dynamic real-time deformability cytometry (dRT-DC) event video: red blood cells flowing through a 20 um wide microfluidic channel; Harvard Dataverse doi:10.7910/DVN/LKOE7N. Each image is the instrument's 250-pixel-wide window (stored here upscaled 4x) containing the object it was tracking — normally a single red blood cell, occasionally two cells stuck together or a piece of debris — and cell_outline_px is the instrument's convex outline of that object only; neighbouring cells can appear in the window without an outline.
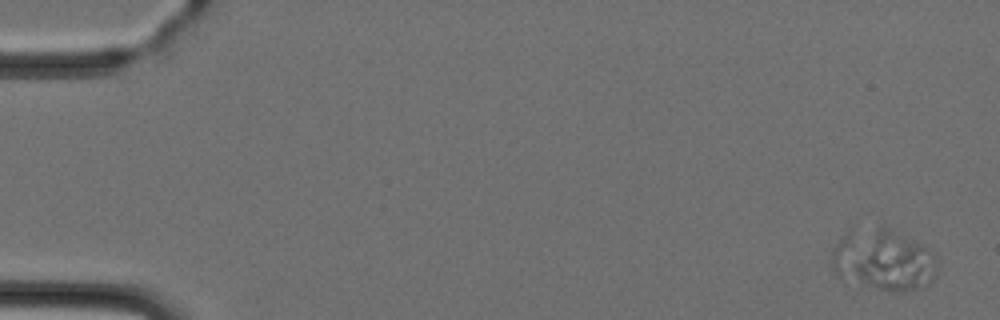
{"species": "Egyptian fruit bat (a non-hibernating species)", "species_latin": "Rousettus aegyptiacus", "temperature_condition": "cold", "stored_images_in_passage": 6, "camera_frame_rate_fps": 3000, "um_per_image_px": 0.085, "animal": {"sex": "female"}, "frame": {"image": 1, "passage_image": 1, "time_ms": 0.0, "image_size_px": [1000, 320], "cell_outline_px": [[940, 264], [936, 276], [924, 288], [900, 292], [896, 292], [880, 288], [836, 276], [832, 260], [832, 248], [840, 236], [848, 228], [880, 224], [884, 224], [924, 248], [936, 256]], "centroid_in_image_um": [75.07, 22.03], "position_along_channel_um": 9.9, "area_um2": 38.21}}
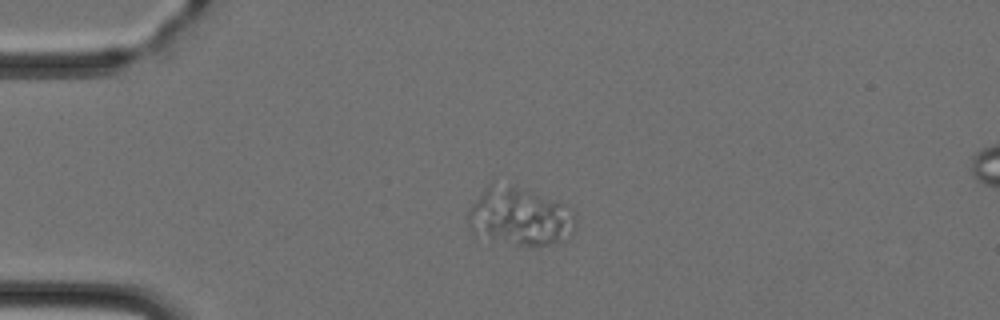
{"frame": {"image": 2, "passage_image": 4, "time_ms": 3.333, "image_size_px": [1000, 320], "cell_outline_px": [[576, 228], [568, 240], [548, 244], [512, 244], [472, 236], [468, 228], [468, 212], [472, 204], [484, 188], [516, 188], [528, 192], [560, 204], [576, 216]], "centroid_in_image_um": [44.14, 18.52], "position_along_channel_um": 40.9, "area_um2": 35.03}}
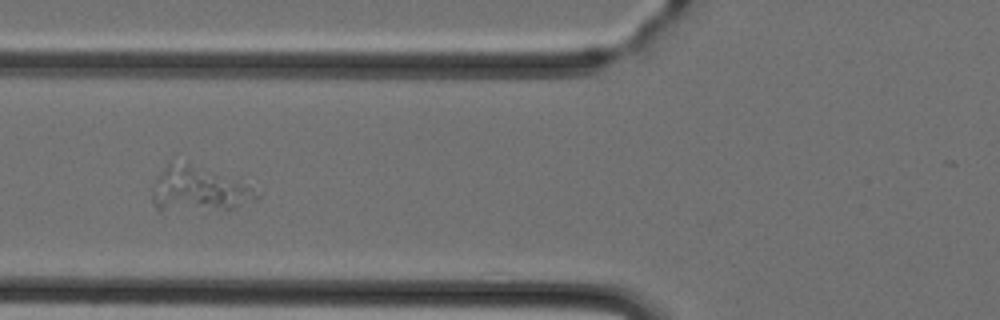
{"frame": {"image": 3, "passage_image": 6, "time_ms": 5.667, "image_size_px": [1000, 320], "cell_outline_px": [[260, 196], [256, 200], [236, 208], [160, 212], [152, 204], [152, 192], [156, 176], [168, 164], [188, 164], [244, 184], [260, 192]], "centroid_in_image_um": [16.82, 16.18], "position_along_channel_um": 109.0, "area_um2": 26.65}}